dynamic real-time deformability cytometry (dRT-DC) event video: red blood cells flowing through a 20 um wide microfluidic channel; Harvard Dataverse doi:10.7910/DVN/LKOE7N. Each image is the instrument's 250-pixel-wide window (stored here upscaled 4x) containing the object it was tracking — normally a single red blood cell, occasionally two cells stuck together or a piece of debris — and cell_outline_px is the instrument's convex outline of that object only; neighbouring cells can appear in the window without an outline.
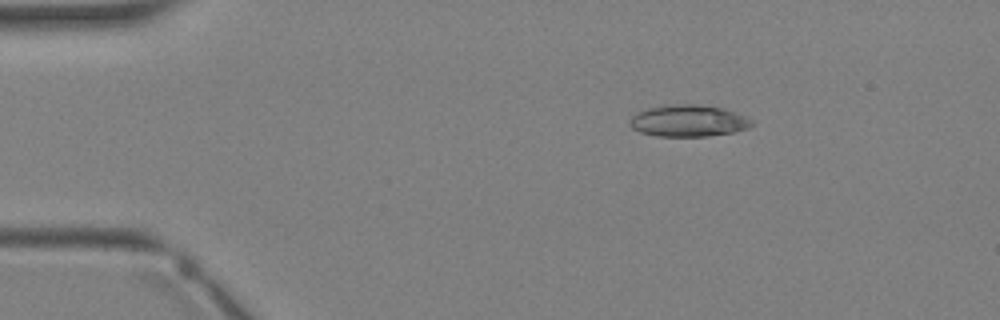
{"species": "Egyptian fruit bat (a non-hibernating species)", "species_latin": "Rousettus aegyptiacus", "temperature_condition": "warm", "stored_images_in_passage": 4, "camera_frame_rate_fps": 3000, "um_per_image_px": 0.085, "animal": {"sex": "female"}, "frame": {"image": 1, "passage_image": 4, "time_ms": 4.333, "image_size_px": [1000, 320], "cell_outline_px": [[756, 124], [748, 128], [732, 132], [708, 136], [656, 136], [640, 132], [632, 128], [628, 124], [628, 120], [636, 112], [648, 108], [668, 104], [696, 104], [720, 108], [744, 116], [752, 120]], "centroid_in_image_um": [58.46, 10.27], "position_along_channel_um": 26.5, "area_um2": 22.54}}